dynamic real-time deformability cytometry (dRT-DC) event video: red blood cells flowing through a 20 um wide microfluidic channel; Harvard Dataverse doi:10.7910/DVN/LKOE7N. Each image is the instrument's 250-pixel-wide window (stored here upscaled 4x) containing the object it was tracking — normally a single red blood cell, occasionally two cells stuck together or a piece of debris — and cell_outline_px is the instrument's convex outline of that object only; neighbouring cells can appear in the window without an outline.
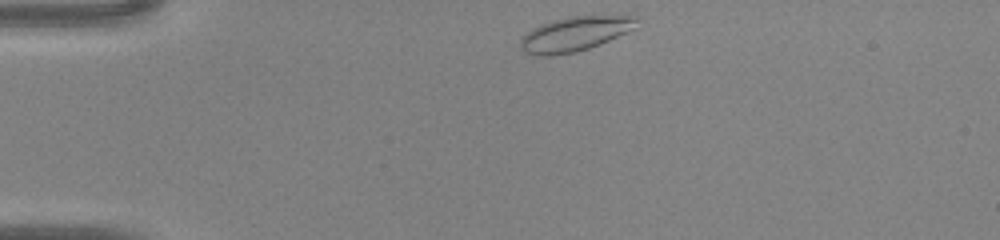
{"species": "common noctule bat (a hibernating species)", "species_latin": "Nyctalus noctula", "temperature_condition": "warm", "stored_images_in_passage": 31, "camera_frame_rate_fps": 3000, "um_per_image_px": 0.085, "animal": {"sex": "male", "body_mass_g": 20.0, "forearm_length_mm": 53.3}, "frame": {"image": 1, "passage_image": 1, "time_ms": 0.0, "image_size_px": [1000, 240], "cell_outline_px": [[640, 16], [636, 28], [628, 32], [600, 44], [588, 48], [572, 52], [548, 56], [536, 56], [524, 52], [520, 48], [520, 40], [532, 28], [540, 24], [552, 20], [572, 16], [624, 12], [628, 12]], "centroid_in_image_um": [49.01, 2.81], "position_along_channel_um": 36.0, "area_um2": 24.39}}
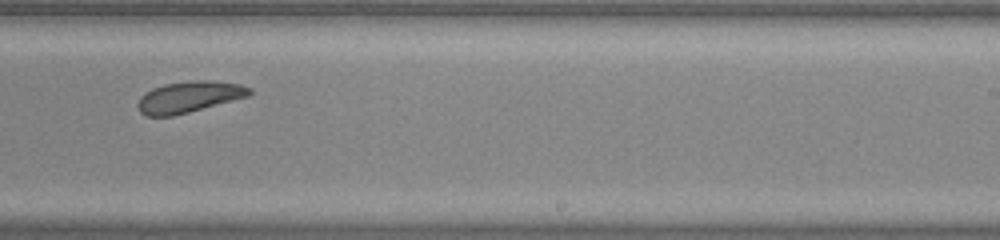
{"frame": {"image": 2, "passage_image": 20, "time_ms": 6.333, "image_size_px": [1000, 240], "cell_outline_px": [[252, 92], [248, 96], [188, 112], [172, 116], [144, 116], [140, 112], [136, 104], [140, 96], [152, 88], [164, 84], [192, 80], [212, 80], [240, 84], [252, 88]], "centroid_in_image_um": [16.04, 8.23], "position_along_channel_um": 273.0, "area_um2": 20.35}}
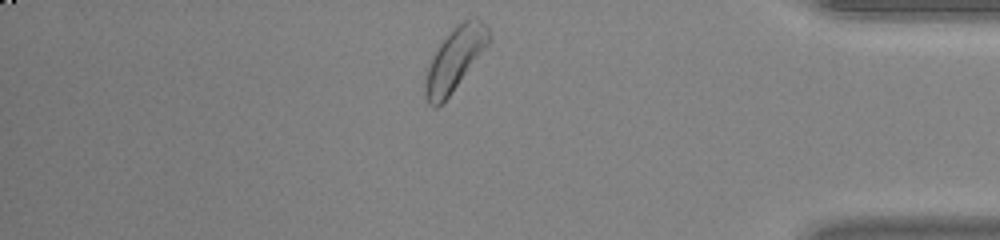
{"frame": {"image": 3, "passage_image": 30, "time_ms": 9.667, "image_size_px": [1000, 240], "cell_outline_px": [[492, 36], [488, 44], [448, 96], [436, 108], [428, 104], [424, 96], [424, 80], [428, 68], [440, 44], [452, 28], [456, 24], [472, 16], [476, 16], [488, 24]], "centroid_in_image_um": [38.69, 4.96], "position_along_channel_um": 396.5, "area_um2": 23.0}}